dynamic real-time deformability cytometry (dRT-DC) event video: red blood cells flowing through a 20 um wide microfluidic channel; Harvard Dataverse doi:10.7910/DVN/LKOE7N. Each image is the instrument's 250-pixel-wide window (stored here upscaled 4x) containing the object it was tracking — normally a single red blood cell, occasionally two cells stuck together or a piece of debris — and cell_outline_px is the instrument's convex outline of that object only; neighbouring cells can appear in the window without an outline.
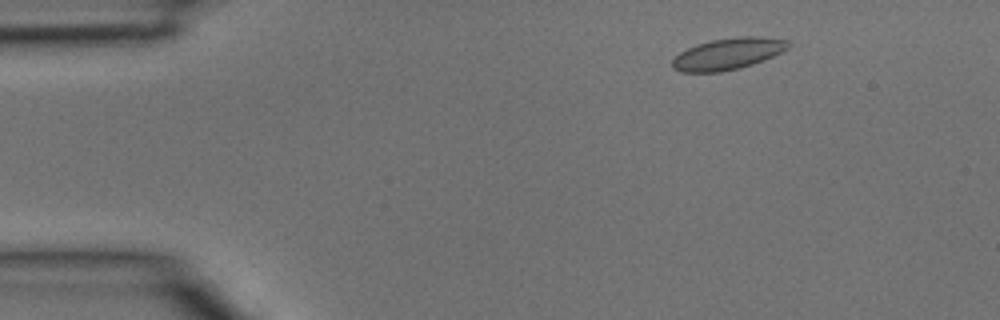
{"species": "common noctule bat (a hibernating species)", "species_latin": "Nyctalus noctula", "temperature_condition": "room temperature", "stored_images_in_passage": 37, "camera_frame_rate_fps": 3000, "um_per_image_px": 0.085, "animal": {"sex": "male", "body_mass_g": 15.6}, "frame": {"image": 1, "passage_image": 4, "time_ms": 1.0, "image_size_px": [1000, 320], "cell_outline_px": [[792, 44], [788, 48], [764, 60], [740, 68], [720, 72], [680, 72], [672, 68], [672, 60], [680, 52], [696, 44], [712, 40], [740, 36], [764, 36], [788, 40]], "centroid_in_image_um": [61.88, 4.57], "position_along_channel_um": 23.1, "area_um2": 21.39}}
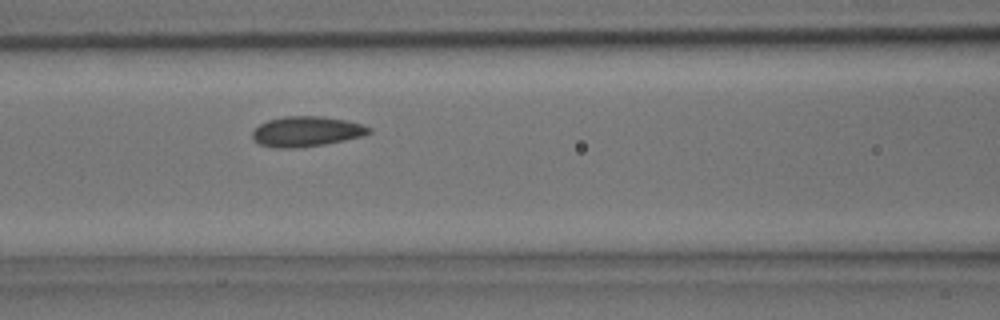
{"frame": {"image": 2, "passage_image": 15, "time_ms": 4.667, "image_size_px": [1000, 320], "cell_outline_px": [[372, 132], [364, 136], [324, 144], [300, 148], [276, 148], [260, 144], [252, 140], [252, 132], [260, 124], [268, 120], [284, 116], [320, 116], [344, 120], [360, 124], [372, 128]], "centroid_in_image_um": [26.03, 11.18], "position_along_channel_um": 140.6, "area_um2": 20.52}}
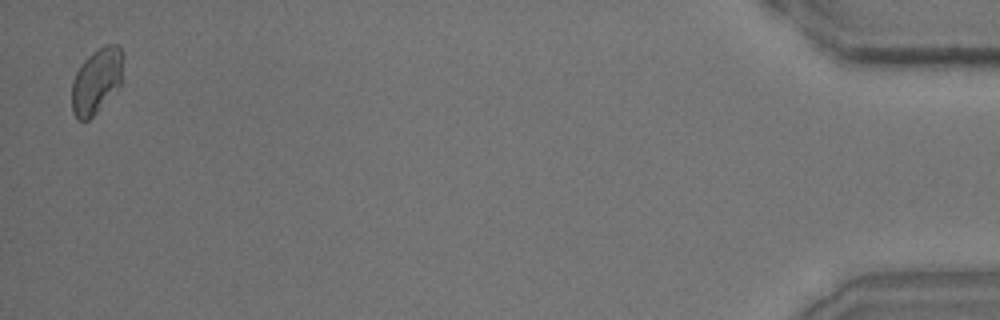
{"frame": {"image": 3, "passage_image": 37, "time_ms": 12.0, "image_size_px": [1000, 320], "cell_outline_px": [[124, 56], [120, 84], [96, 112], [88, 120], [80, 120], [72, 112], [72, 80], [80, 64], [92, 52], [104, 44], [116, 44], [124, 52]], "centroid_in_image_um": [8.2, 6.81], "position_along_channel_um": 427.0, "area_um2": 19.42}}